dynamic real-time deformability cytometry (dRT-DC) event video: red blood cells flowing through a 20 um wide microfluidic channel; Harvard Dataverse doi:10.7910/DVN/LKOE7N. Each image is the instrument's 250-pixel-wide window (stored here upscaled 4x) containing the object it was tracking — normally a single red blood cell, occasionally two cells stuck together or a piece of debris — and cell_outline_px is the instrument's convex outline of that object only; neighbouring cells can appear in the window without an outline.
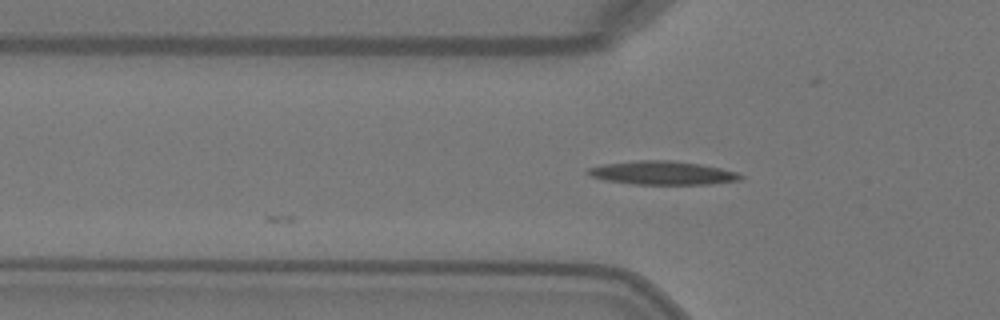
{"species": "Egyptian fruit bat (a non-hibernating species)", "species_latin": "Rousettus aegyptiacus", "temperature_condition": "warm", "stored_images_in_passage": 9, "camera_frame_rate_fps": 3000, "um_per_image_px": 0.085, "animal": {"sex": "female"}, "frame": {"image": 1, "passage_image": 9, "time_ms": 2.667, "image_size_px": [1000, 320], "cell_outline_px": [[744, 176], [740, 180], [712, 184], [632, 184], [604, 180], [592, 176], [584, 172], [588, 168], [604, 164], [640, 160], [668, 160], [700, 164], [720, 168], [736, 172]], "centroid_in_image_um": [56.3, 14.7], "position_along_channel_um": 69.5, "area_um2": 20.87}}